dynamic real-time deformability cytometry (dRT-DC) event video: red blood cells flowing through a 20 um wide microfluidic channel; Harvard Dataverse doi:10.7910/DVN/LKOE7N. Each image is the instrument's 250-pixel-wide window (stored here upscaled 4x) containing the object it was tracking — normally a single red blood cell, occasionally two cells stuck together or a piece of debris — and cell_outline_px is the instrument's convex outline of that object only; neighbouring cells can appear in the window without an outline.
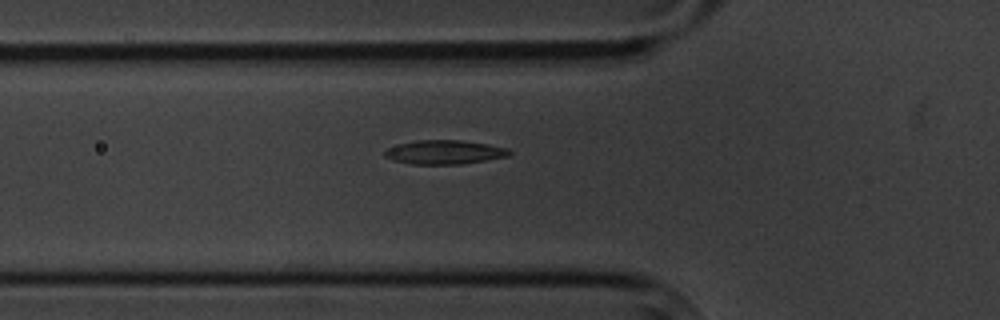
{"species": "common noctule bat (a hibernating species)", "species_latin": "Nyctalus noctula", "temperature_condition": "cold", "stored_images_in_passage": 7, "camera_frame_rate_fps": 3000, "um_per_image_px": 0.085, "animal": {"sex": "male", "body_mass_g": 20.1, "forearm_length_mm": 53.5}, "frame": {"image": 1, "passage_image": 7, "time_ms": 7.667, "image_size_px": [1000, 320], "cell_outline_px": [[512, 152], [508, 156], [460, 164], [412, 164], [392, 160], [384, 156], [384, 152], [388, 148], [400, 144], [416, 140], [460, 140], [488, 144], [508, 148]], "centroid_in_image_um": [37.77, 12.93], "position_along_channel_um": 88.0, "area_um2": 17.28}}